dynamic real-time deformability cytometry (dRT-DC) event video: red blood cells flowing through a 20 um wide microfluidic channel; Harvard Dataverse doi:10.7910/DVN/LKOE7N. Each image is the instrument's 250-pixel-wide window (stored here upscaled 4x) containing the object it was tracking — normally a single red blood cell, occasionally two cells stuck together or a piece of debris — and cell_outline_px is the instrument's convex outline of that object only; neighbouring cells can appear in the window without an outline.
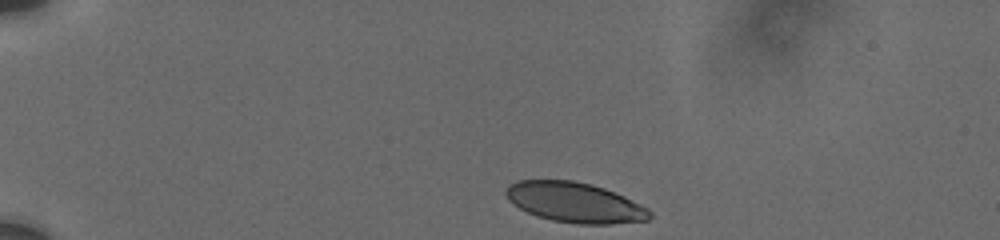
{"species": "human", "species_latin": "Homo sapiens", "temperature_condition": "cold", "stored_images_in_passage": 22, "camera_frame_rate_fps": 3000, "um_per_image_px": 0.085, "donor": {"sex": "male"}, "frame": {"image": 1, "passage_image": 1, "time_ms": 0.0, "image_size_px": [1000, 240], "cell_outline_px": [[652, 216], [648, 220], [608, 224], [576, 224], [552, 220], [536, 216], [520, 208], [508, 200], [504, 192], [508, 184], [516, 180], [572, 180], [592, 184], [604, 188], [624, 196], [648, 208], [652, 212]], "centroid_in_image_um": [48.84, 17.2], "position_along_channel_um": 36.2, "area_um2": 33.76}}
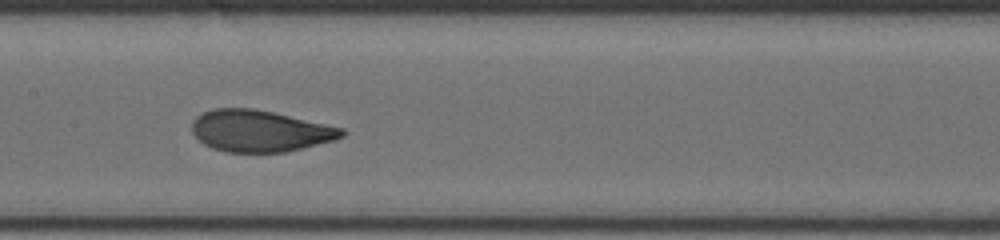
{"frame": {"image": 2, "passage_image": 10, "time_ms": 6.0, "image_size_px": [1000, 240], "cell_outline_px": [[344, 136], [332, 140], [284, 152], [228, 152], [212, 148], [204, 144], [192, 132], [192, 120], [196, 116], [212, 108], [252, 108], [272, 112], [344, 128]], "centroid_in_image_um": [22.04, 11.12], "position_along_channel_um": 185.4, "area_um2": 35.95}}
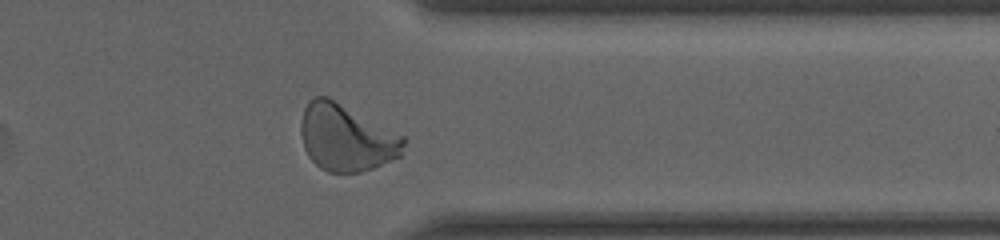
{"frame": {"image": 3, "passage_image": 19, "time_ms": 11.333, "image_size_px": [1000, 240], "cell_outline_px": [[404, 144], [400, 156], [372, 168], [360, 172], [328, 172], [320, 168], [308, 156], [304, 148], [300, 132], [300, 120], [304, 108], [308, 100], [316, 96], [328, 96], [404, 136]], "centroid_in_image_um": [29.39, 11.69], "position_along_channel_um": 382.0, "area_um2": 39.94}, "authors_computed_cell_mechanics": {"area_um2": 36.9342, "velocity_mm_per_s": 3.7431, "shape_relaxation_time_tau1_ms": 4.1836, "shape_relaxation_time_tau2_ms": null, "deformation_change_tau1": 0.1489, "deformation_change_tau2": null}}